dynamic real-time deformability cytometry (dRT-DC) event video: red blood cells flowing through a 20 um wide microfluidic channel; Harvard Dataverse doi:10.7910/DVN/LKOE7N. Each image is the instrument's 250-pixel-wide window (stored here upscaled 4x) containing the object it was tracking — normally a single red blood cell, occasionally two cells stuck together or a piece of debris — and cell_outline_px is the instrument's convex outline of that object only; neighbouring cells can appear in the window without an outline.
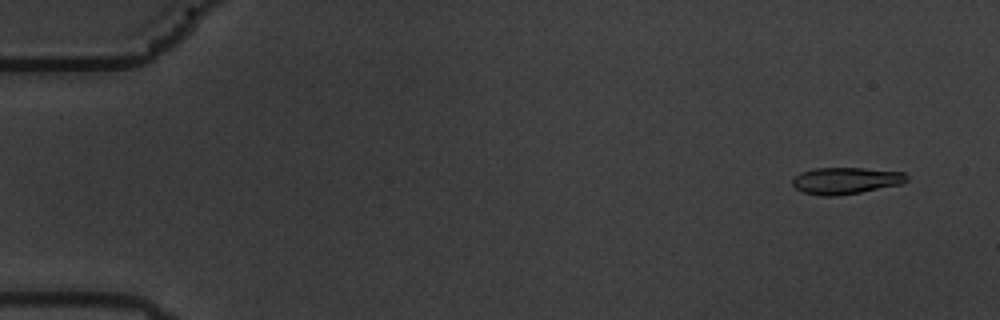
{"species": "common noctule bat (a hibernating species)", "species_latin": "Nyctalus noctula", "temperature_condition": "warm", "stored_images_in_passage": 58, "camera_frame_rate_fps": 3000, "um_per_image_px": 0.085, "animal": {"sex": "male", "body_mass_g": 19.5, "forearm_length_mm": 54.6}, "frame": {"image": 1, "passage_image": 4, "time_ms": 1.0, "image_size_px": [1000, 320], "cell_outline_px": [[908, 180], [900, 184], [860, 192], [832, 196], [820, 196], [804, 192], [796, 188], [792, 184], [792, 176], [800, 172], [812, 168], [864, 168], [904, 172], [908, 176]], "centroid_in_image_um": [71.85, 15.34], "position_along_channel_um": 13.2, "area_um2": 17.8}}
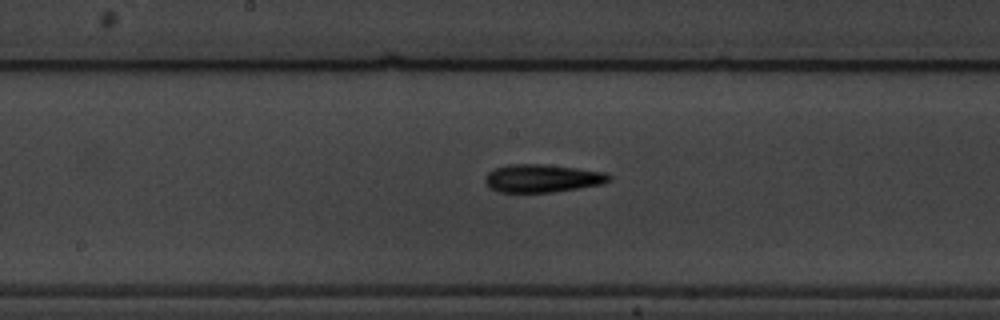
{"frame": {"image": 2, "passage_image": 31, "time_ms": 10.0, "image_size_px": [1000, 320], "cell_outline_px": [[612, 180], [604, 184], [580, 188], [552, 192], [500, 192], [492, 188], [484, 180], [484, 176], [488, 172], [496, 168], [508, 164], [544, 164], [576, 168], [604, 172], [612, 176]], "centroid_in_image_um": [46.13, 15.15], "position_along_channel_um": 202.1, "area_um2": 20.23}}
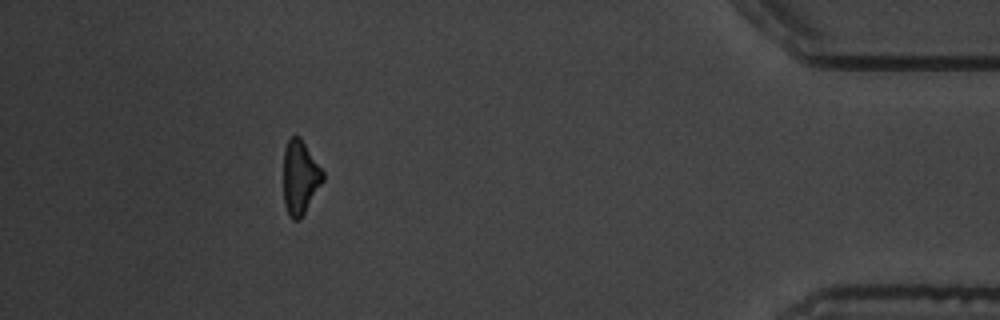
{"frame": {"image": 3, "passage_image": 53, "time_ms": 17.333, "image_size_px": [1000, 320], "cell_outline_px": [[324, 180], [300, 220], [292, 220], [288, 216], [284, 204], [284, 148], [288, 140], [292, 136], [300, 136], [324, 172]], "centroid_in_image_um": [25.5, 15.09], "position_along_channel_um": 409.7, "area_um2": 17.05}, "authors_computed_cell_mechanics": {"area_um2": 18.6405, "velocity_mm_per_s": 3.5285, "shape_relaxation_time_tau1_ms": 5.778, "shape_relaxation_time_tau2_ms": 7.1304, "deformation_change_tau1": 0.1656, "deformation_change_tau2": 0.1962}}